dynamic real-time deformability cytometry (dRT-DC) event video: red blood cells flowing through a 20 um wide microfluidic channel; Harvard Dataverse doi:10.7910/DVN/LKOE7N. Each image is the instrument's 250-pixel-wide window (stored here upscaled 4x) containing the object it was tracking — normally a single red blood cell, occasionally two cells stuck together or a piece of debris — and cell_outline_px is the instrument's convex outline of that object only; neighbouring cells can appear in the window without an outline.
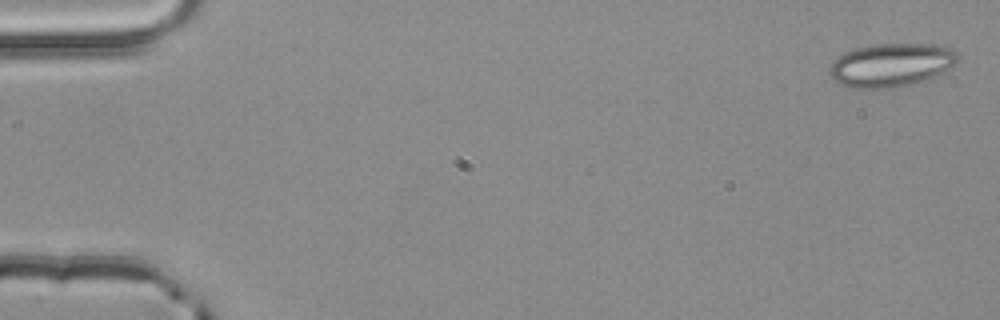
{"species": "common noctule bat (a hibernating species)", "species_latin": "Nyctalus noctula", "temperature_condition": "room temperature", "stored_images_in_passage": 4, "camera_frame_rate_fps": 3000, "um_per_image_px": 0.085, "animal": {"sex": "male", "body_mass_g": 20.4}, "frame": {"image": 1, "passage_image": 1, "time_ms": 0.0, "image_size_px": [1000, 320], "cell_outline_px": [[960, 60], [956, 64], [924, 80], [912, 84], [892, 88], [868, 92], [848, 88], [832, 80], [828, 72], [828, 68], [832, 60], [836, 56], [844, 52], [856, 48], [872, 44], [940, 44], [952, 48], [960, 56]], "centroid_in_image_um": [75.67, 5.55], "position_along_channel_um": 9.3, "area_um2": 33.58}}
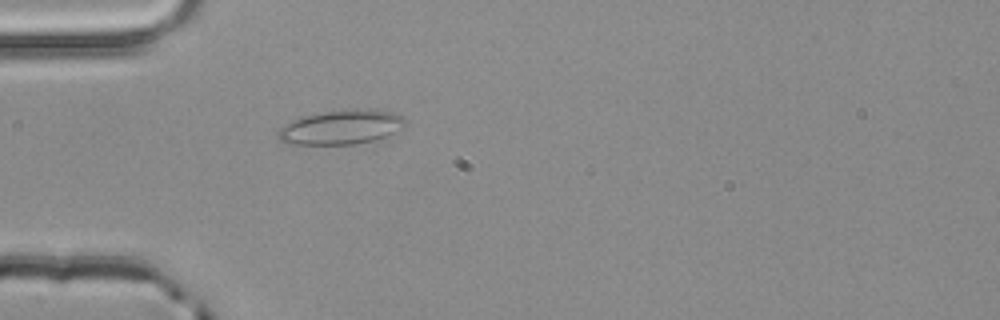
{"frame": {"image": 2, "passage_image": 4, "time_ms": 1.0, "image_size_px": [1000, 320], "cell_outline_px": [[404, 128], [388, 136], [356, 144], [292, 144], [280, 140], [276, 132], [284, 124], [292, 120], [304, 116], [324, 112], [356, 108], [372, 108], [392, 112], [404, 116]], "centroid_in_image_um": [29.04, 10.8], "position_along_channel_um": 56.0, "area_um2": 25.61}}